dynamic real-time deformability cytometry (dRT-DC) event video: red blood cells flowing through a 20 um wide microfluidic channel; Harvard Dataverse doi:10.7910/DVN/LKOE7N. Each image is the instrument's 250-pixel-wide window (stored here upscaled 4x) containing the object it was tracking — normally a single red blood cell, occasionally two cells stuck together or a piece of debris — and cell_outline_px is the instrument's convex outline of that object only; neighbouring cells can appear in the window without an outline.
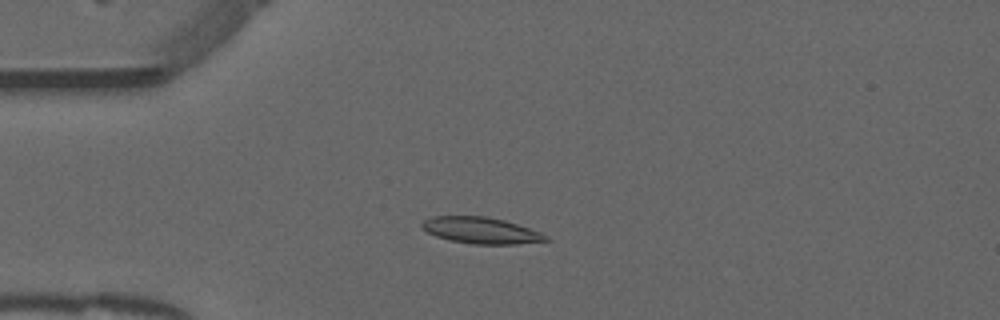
{"species": "common noctule bat (a hibernating species)", "species_latin": "Nyctalus noctula", "temperature_condition": "warm", "stored_images_in_passage": 53, "camera_frame_rate_fps": 3000, "um_per_image_px": 0.085, "animal": {"sex": "male", "forearm_length_mm": 52.5}, "frame": {"image": 1, "passage_image": 14, "time_ms": 4.333, "image_size_px": [1000, 320], "cell_outline_px": [[552, 240], [516, 244], [472, 244], [452, 240], [436, 236], [420, 228], [420, 224], [424, 220], [432, 216], [484, 216], [504, 220], [540, 232], [548, 236]], "centroid_in_image_um": [40.87, 19.58], "position_along_channel_um": 44.1, "area_um2": 18.96}}
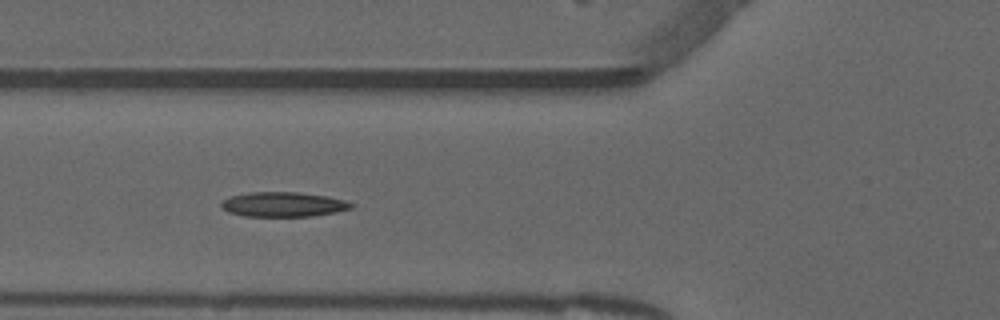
{"frame": {"image": 2, "passage_image": 20, "time_ms": 6.333, "image_size_px": [1000, 320], "cell_outline_px": [[356, 204], [352, 208], [336, 212], [312, 216], [244, 216], [228, 212], [220, 204], [224, 200], [232, 196], [248, 192], [300, 192], [328, 196], [344, 200]], "centroid_in_image_um": [24.12, 17.37], "position_along_channel_um": 101.7, "area_um2": 18.73}}
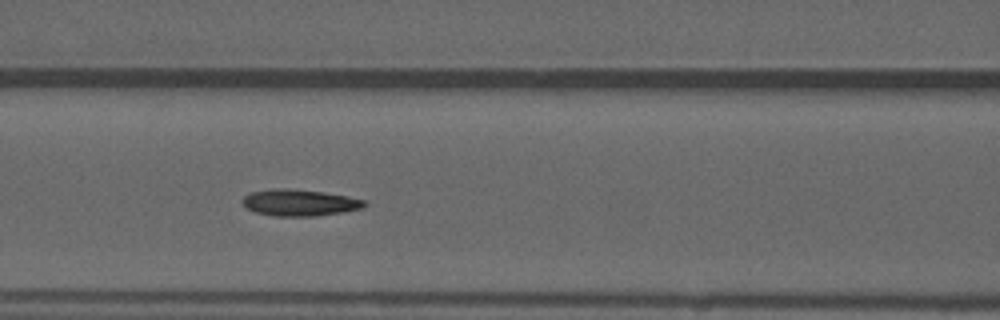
{"frame": {"image": 3, "passage_image": 23, "time_ms": 7.333, "image_size_px": [1000, 320], "cell_outline_px": [[368, 204], [364, 208], [340, 212], [312, 216], [276, 216], [256, 212], [248, 208], [240, 200], [244, 196], [252, 192], [276, 188], [288, 188], [324, 192], [348, 196], [364, 200]], "centroid_in_image_um": [25.48, 17.22], "position_along_channel_um": 141.1, "area_um2": 18.73}, "authors_computed_cell_mechanics": {"area_um2": 18.496, "velocity_mm_per_s": 3.9092, "shape_relaxation_time_tau1_ms": null, "shape_relaxation_time_tau2_ms": 4.4834, "deformation_change_tau1": null, "deformation_change_tau2": 0.1204}}